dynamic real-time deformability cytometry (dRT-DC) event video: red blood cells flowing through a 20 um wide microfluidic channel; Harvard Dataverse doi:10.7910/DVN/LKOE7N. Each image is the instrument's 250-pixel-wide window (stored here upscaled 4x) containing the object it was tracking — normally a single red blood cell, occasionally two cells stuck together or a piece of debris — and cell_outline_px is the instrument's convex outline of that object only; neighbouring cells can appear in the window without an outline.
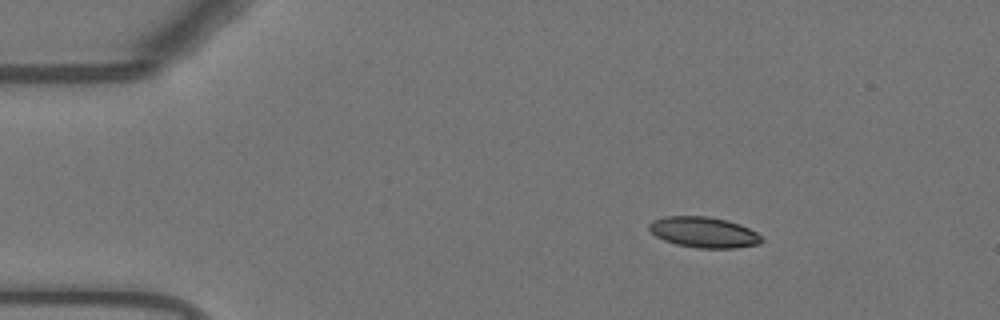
{"species": "Egyptian fruit bat (a non-hibernating species)", "species_latin": "Rousettus aegyptiacus", "temperature_condition": "warm", "stored_images_in_passage": 47, "camera_frame_rate_fps": 3000, "um_per_image_px": 0.085, "animal": {"sex": "female"}, "frame": {"image": 1, "passage_image": 1, "time_ms": 0.0, "image_size_px": [1000, 320], "cell_outline_px": [[764, 240], [760, 244], [736, 248], [696, 248], [676, 244], [664, 240], [656, 236], [648, 228], [648, 224], [652, 220], [664, 216], [708, 216], [728, 220], [740, 224], [756, 232]], "centroid_in_image_um": [59.82, 19.74], "position_along_channel_um": 25.2, "area_um2": 20.29}}
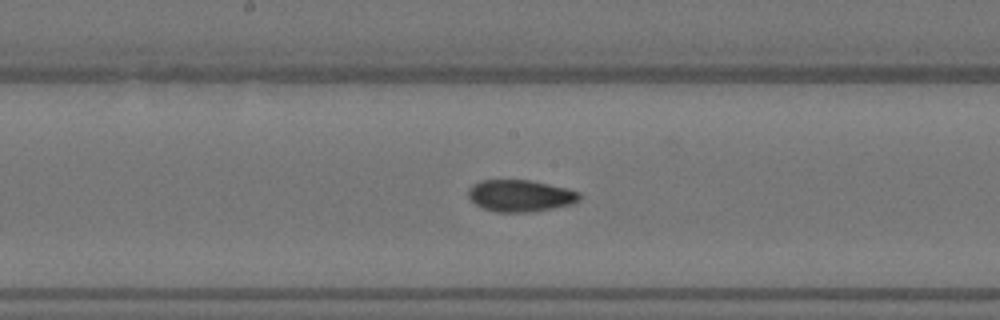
{"frame": {"image": 2, "passage_image": 21, "time_ms": 6.667, "image_size_px": [1000, 320], "cell_outline_px": [[580, 200], [572, 204], [552, 208], [528, 212], [496, 212], [484, 208], [476, 204], [468, 196], [468, 188], [472, 184], [480, 180], [528, 180], [568, 188], [580, 192]], "centroid_in_image_um": [44.22, 16.63], "position_along_channel_um": 204.0, "area_um2": 20.58}}
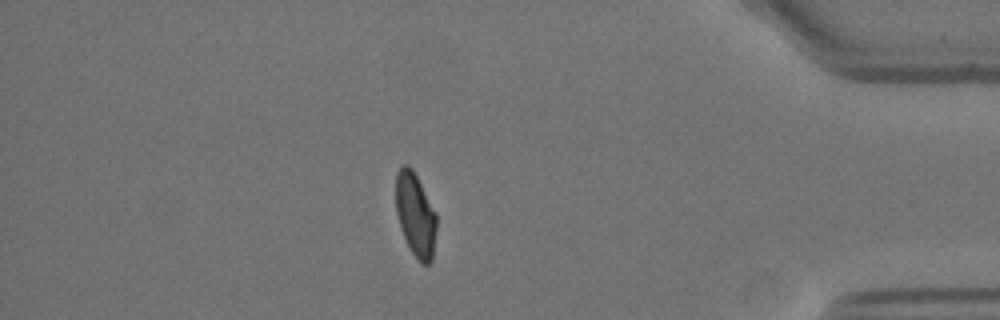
{"frame": {"image": 3, "passage_image": 40, "time_ms": 13.0, "image_size_px": [1000, 320], "cell_outline_px": [[436, 228], [432, 260], [428, 264], [424, 264], [412, 252], [400, 228], [396, 212], [396, 172], [404, 164], [408, 164], [412, 168], [436, 212]], "centroid_in_image_um": [35.31, 18.21], "position_along_channel_um": 399.9, "area_um2": 19.59}, "authors_computed_cell_mechanics": {"area_um2": 20.5768, "velocity_mm_per_s": 3.6988, "shape_relaxation_time_tau1_ms": null, "shape_relaxation_time_tau2_ms": 1.8873, "deformation_change_tau1": null, "deformation_change_tau2": 0.0738}}